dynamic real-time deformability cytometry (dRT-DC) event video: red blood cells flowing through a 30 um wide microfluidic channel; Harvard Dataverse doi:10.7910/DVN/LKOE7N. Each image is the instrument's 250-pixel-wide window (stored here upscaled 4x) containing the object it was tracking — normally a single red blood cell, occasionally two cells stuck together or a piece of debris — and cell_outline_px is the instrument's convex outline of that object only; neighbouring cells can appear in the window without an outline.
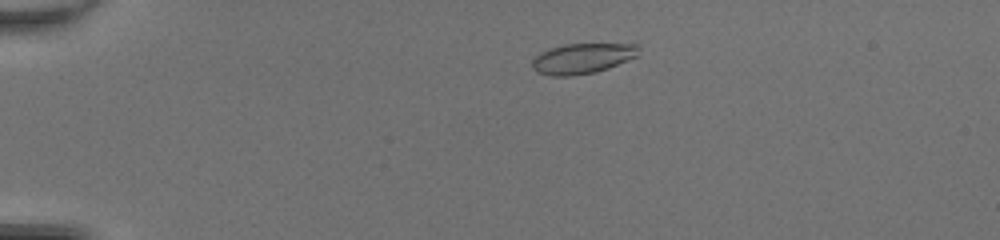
{"species": "common noctule bat (a hibernating species)", "species_latin": "Nyctalus noctula", "temperature_condition": "room temperature", "stored_images_in_passage": 45, "camera_frame_rate_fps": 3000, "um_per_image_px": 0.085, "animal": {"sex": "female", "body_mass_g": 20.0, "forearm_length_mm": 54.0}, "frame": {"image": 1, "passage_image": 7, "time_ms": 2.0, "image_size_px": [1000, 240], "cell_outline_px": [[640, 56], [608, 68], [596, 72], [572, 76], [552, 76], [536, 72], [532, 68], [532, 60], [540, 52], [548, 48], [564, 44], [640, 44]], "centroid_in_image_um": [49.53, 4.96], "position_along_channel_um": 35.5, "area_um2": 19.19}}
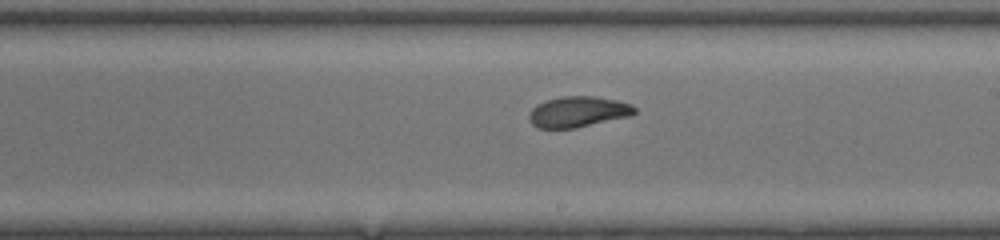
{"frame": {"image": 2, "passage_image": 26, "time_ms": 8.333, "image_size_px": [1000, 240], "cell_outline_px": [[636, 112], [632, 116], [576, 128], [536, 128], [528, 120], [528, 116], [532, 108], [536, 104], [548, 100], [564, 96], [596, 96], [616, 100], [632, 104], [636, 108]], "centroid_in_image_um": [49.15, 9.51], "position_along_channel_um": 239.9, "area_um2": 19.13}}
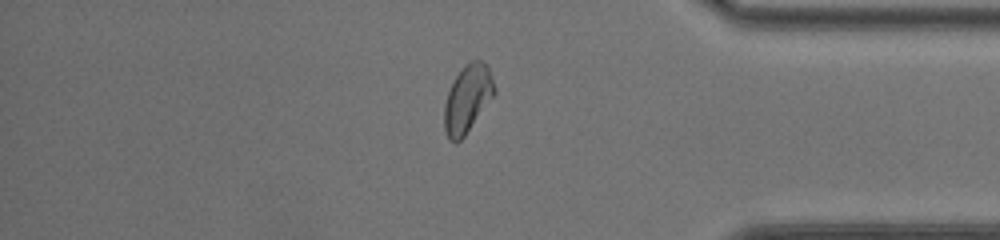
{"frame": {"image": 3, "passage_image": 38, "time_ms": 12.333, "image_size_px": [1000, 240], "cell_outline_px": [[496, 92], [464, 136], [456, 144], [448, 140], [444, 128], [444, 104], [448, 92], [456, 76], [464, 64], [472, 60], [480, 60], [488, 68], [492, 76], [496, 88]], "centroid_in_image_um": [39.72, 8.41], "position_along_channel_um": 395.5, "area_um2": 19.59}, "authors_computed_cell_mechanics": {"area_um2": 19.5942, "velocity_mm_per_s": 4.3191, "shape_relaxation_time_tau1_ms": 3.8879, "shape_relaxation_time_tau2_ms": 1.5775, "deformation_change_tau1": 0.1787, "deformation_change_tau2": 0.0774}}